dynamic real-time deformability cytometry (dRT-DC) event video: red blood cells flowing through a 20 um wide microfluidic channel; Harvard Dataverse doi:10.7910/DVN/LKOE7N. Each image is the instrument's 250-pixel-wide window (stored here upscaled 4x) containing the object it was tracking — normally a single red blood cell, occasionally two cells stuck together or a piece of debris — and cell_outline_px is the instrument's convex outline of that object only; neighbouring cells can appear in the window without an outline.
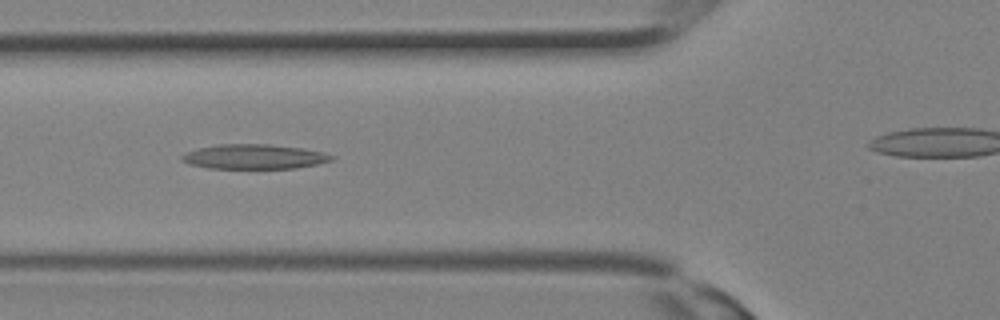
{"species": "Egyptian fruit bat (a non-hibernating species)", "species_latin": "Rousettus aegyptiacus", "temperature_condition": "room temperature", "stored_images_in_passage": 22, "camera_frame_rate_fps": 3000, "um_per_image_px": 0.085, "animal": {"sex": "female"}, "frame": {"image": 1, "passage_image": 11, "time_ms": 3.333, "image_size_px": [1000, 320], "cell_outline_px": [[336, 156], [332, 160], [316, 164], [296, 168], [208, 168], [188, 164], [180, 160], [180, 156], [196, 148], [216, 144], [268, 144], [300, 148], [324, 152]], "centroid_in_image_um": [21.57, 13.31], "position_along_channel_um": 104.2, "area_um2": 21.56}}
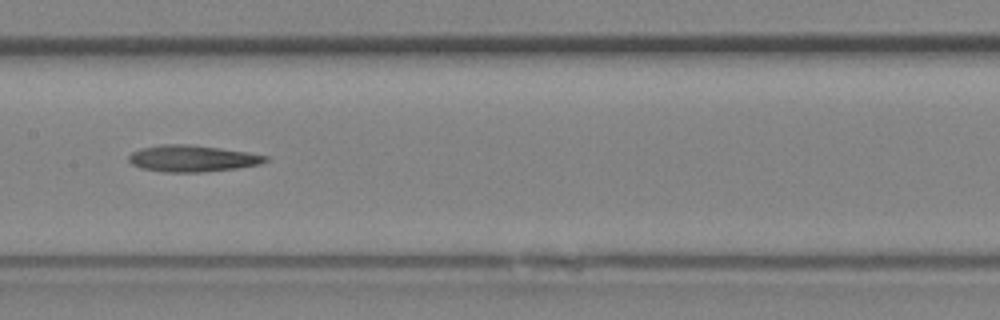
{"frame": {"image": 2, "passage_image": 15, "time_ms": 4.667, "image_size_px": [1000, 320], "cell_outline_px": [[268, 160], [260, 164], [236, 168], [204, 172], [164, 172], [140, 168], [132, 164], [128, 160], [128, 156], [132, 152], [140, 148], [160, 144], [188, 144], [220, 148], [248, 152], [268, 156]], "centroid_in_image_um": [16.32, 13.47], "position_along_channel_um": 191.1, "area_um2": 21.21}}
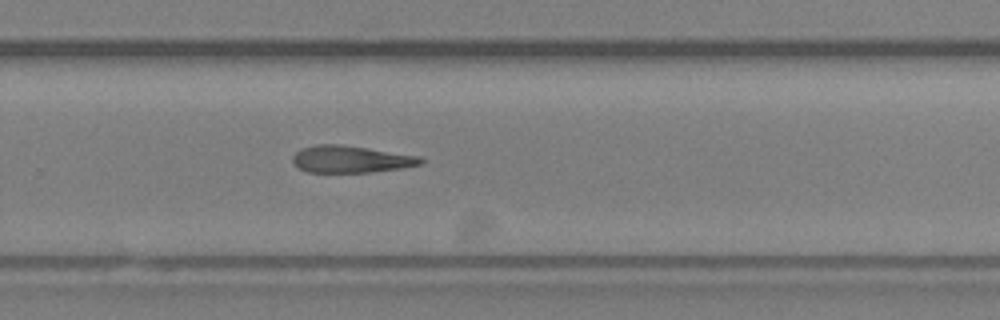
{"frame": {"image": 3, "passage_image": 20, "time_ms": 6.333, "image_size_px": [1000, 320], "cell_outline_px": [[424, 164], [404, 168], [372, 172], [308, 172], [300, 168], [292, 160], [292, 156], [300, 148], [316, 144], [340, 144], [420, 156], [424, 160]], "centroid_in_image_um": [29.85, 13.53], "position_along_channel_um": 299.9, "area_um2": 20.23}}